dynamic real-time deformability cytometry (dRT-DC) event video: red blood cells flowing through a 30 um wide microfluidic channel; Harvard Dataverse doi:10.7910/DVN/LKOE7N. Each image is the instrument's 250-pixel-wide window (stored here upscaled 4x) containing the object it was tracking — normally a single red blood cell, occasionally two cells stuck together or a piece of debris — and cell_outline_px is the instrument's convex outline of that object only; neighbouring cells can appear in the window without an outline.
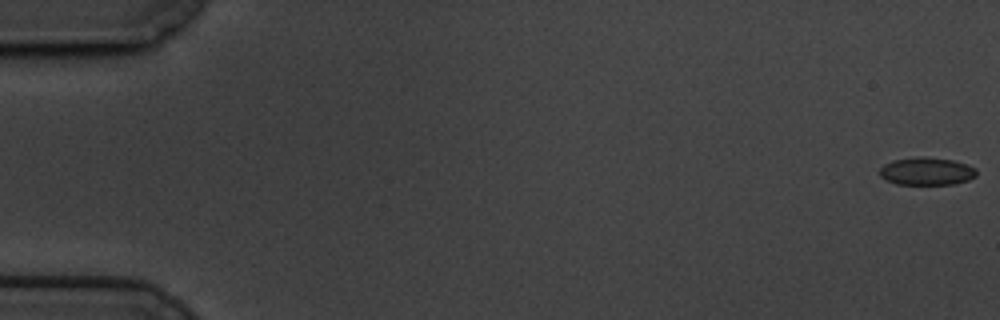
{"species": "common noctule bat (a hibernating species)", "species_latin": "Nyctalus noctula", "temperature_condition": "cold", "stored_images_in_passage": 60, "camera_frame_rate_fps": 3000, "um_per_image_px": 0.085, "animal": {"sex": "male", "body_mass_g": 19.5, "forearm_length_mm": 54.6}, "frame": {"image": 1, "passage_image": 1, "time_ms": 0.0, "image_size_px": [1000, 320], "cell_outline_px": [[976, 176], [968, 180], [952, 184], [896, 184], [880, 176], [880, 168], [884, 164], [892, 160], [916, 156], [924, 156], [952, 160], [976, 168]], "centroid_in_image_um": [78.74, 14.54], "position_along_channel_um": 6.3, "area_um2": 15.61}}
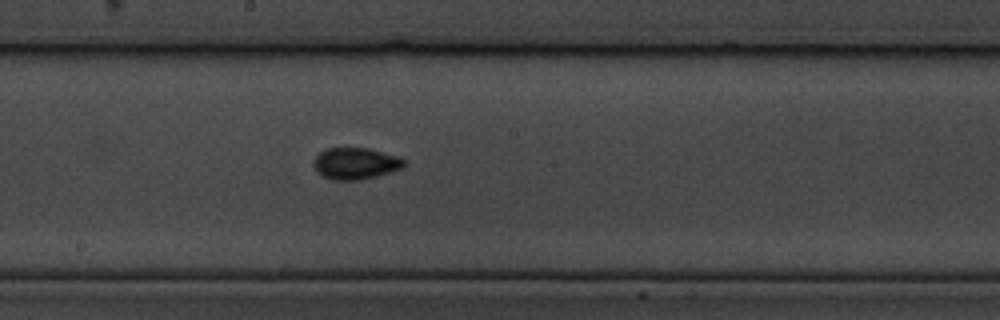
{"frame": {"image": 2, "passage_image": 33, "time_ms": 10.667, "image_size_px": [1000, 320], "cell_outline_px": [[404, 168], [376, 176], [360, 180], [332, 180], [324, 176], [316, 168], [316, 156], [320, 152], [328, 148], [368, 148], [400, 156], [404, 160]], "centroid_in_image_um": [30.29, 13.89], "position_along_channel_um": 217.9, "area_um2": 16.42}}
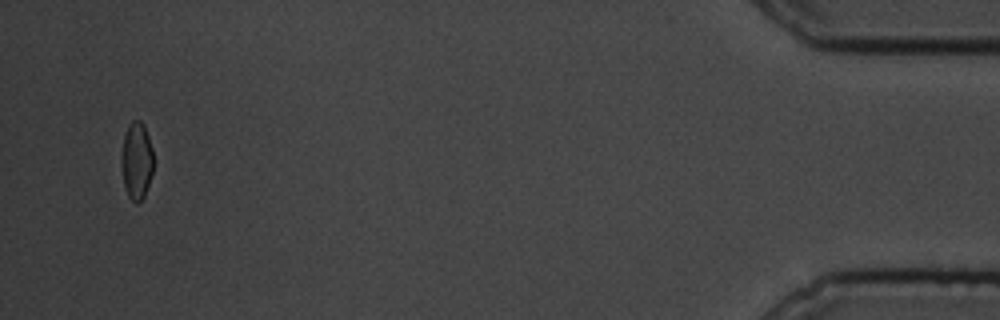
{"frame": {"image": 3, "passage_image": 58, "time_ms": 19.0, "image_size_px": [1000, 320], "cell_outline_px": [[152, 172], [144, 196], [136, 204], [128, 196], [124, 184], [124, 136], [128, 124], [132, 120], [140, 120], [144, 124], [152, 148]], "centroid_in_image_um": [11.65, 13.63], "position_along_channel_um": 423.6, "area_um2": 13.64}, "authors_computed_cell_mechanics": {"area_um2": 15.8372, "velocity_mm_per_s": 3.4034, "shape_relaxation_time_tau1_ms": 3.2331, "shape_relaxation_time_tau2_ms": null, "deformation_change_tau1": 0.0702, "deformation_change_tau2": null}}